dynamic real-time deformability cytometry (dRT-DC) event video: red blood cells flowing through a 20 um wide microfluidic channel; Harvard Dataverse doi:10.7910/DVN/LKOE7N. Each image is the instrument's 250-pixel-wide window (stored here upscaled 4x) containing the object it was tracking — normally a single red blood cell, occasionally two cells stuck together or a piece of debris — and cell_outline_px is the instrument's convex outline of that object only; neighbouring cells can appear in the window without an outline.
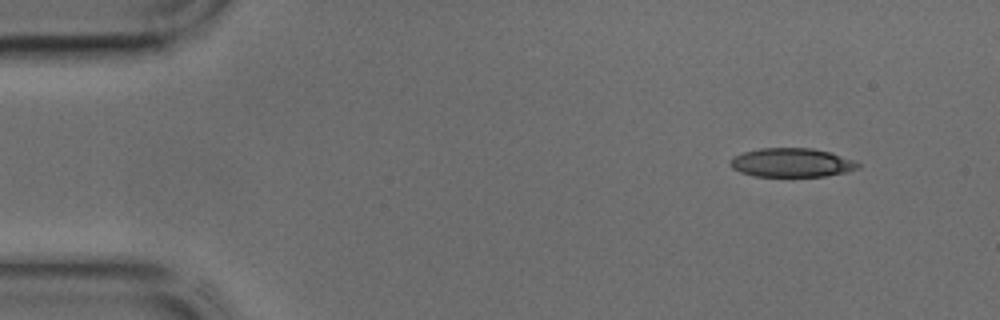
{"species": "common noctule bat (a hibernating species)", "species_latin": "Nyctalus noctula", "temperature_condition": "cold", "stored_images_in_passage": 9, "camera_frame_rate_fps": 3000, "um_per_image_px": 0.085, "animal": {"sex": "male", "body_mass_g": 17.9, "forearm_length_mm": 54.2}, "frame": {"image": 1, "passage_image": 1, "time_ms": 0.0, "image_size_px": [1000, 320], "cell_outline_px": [[860, 168], [844, 172], [824, 176], [756, 176], [740, 172], [732, 168], [728, 164], [728, 160], [732, 156], [744, 152], [760, 148], [812, 148], [828, 152], [852, 160], [860, 164]], "centroid_in_image_um": [67.22, 13.82], "position_along_channel_um": 17.8, "area_um2": 21.39}}